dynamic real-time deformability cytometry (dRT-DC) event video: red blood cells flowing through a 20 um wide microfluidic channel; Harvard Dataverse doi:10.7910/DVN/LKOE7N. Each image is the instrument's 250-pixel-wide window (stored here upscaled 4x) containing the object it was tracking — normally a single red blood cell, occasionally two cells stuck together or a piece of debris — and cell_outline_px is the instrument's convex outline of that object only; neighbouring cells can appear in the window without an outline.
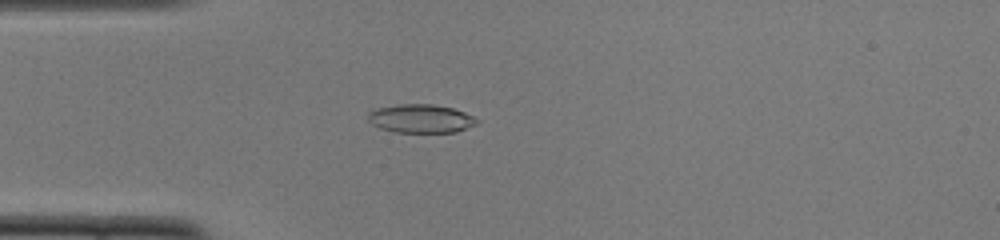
{"species": "common noctule bat (a hibernating species)", "species_latin": "Nyctalus noctula", "temperature_condition": "cold", "stored_images_in_passage": 51, "camera_frame_rate_fps": 3000, "um_per_image_px": 0.085, "animal": {"sex": "female", "body_mass_g": 22.0, "forearm_length_mm": 56.7}, "frame": {"image": 1, "passage_image": 14, "time_ms": 4.333, "image_size_px": [1000, 240], "cell_outline_px": [[480, 124], [456, 132], [392, 132], [380, 128], [372, 124], [368, 120], [368, 112], [376, 108], [400, 104], [432, 104], [452, 108], [464, 112], [480, 120]], "centroid_in_image_um": [35.79, 10.09], "position_along_channel_um": 49.2, "area_um2": 18.26}}
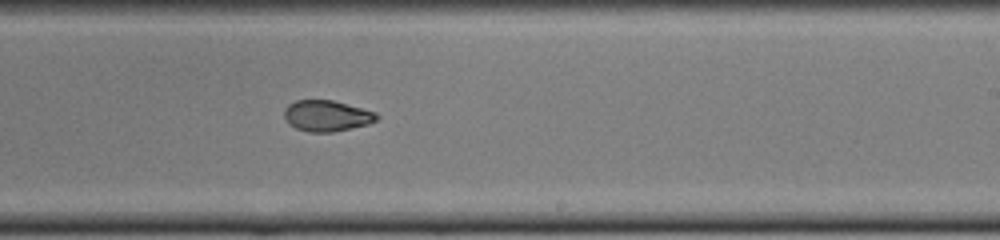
{"frame": {"image": 2, "passage_image": 31, "time_ms": 10.0, "image_size_px": [1000, 240], "cell_outline_px": [[380, 116], [376, 120], [368, 124], [332, 132], [308, 132], [296, 128], [288, 124], [284, 116], [284, 108], [288, 104], [296, 100], [332, 100], [376, 112]], "centroid_in_image_um": [27.75, 9.84], "position_along_channel_um": 261.3, "area_um2": 16.7}}
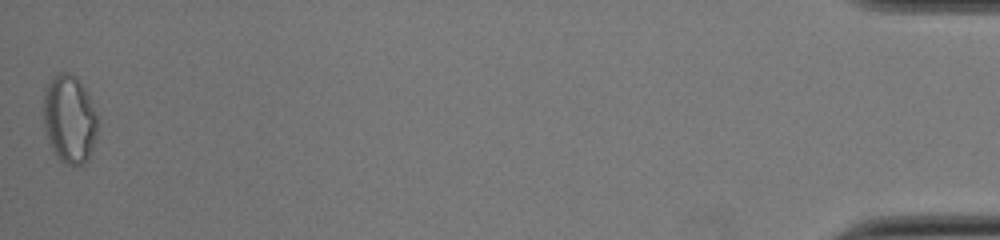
{"frame": {"image": 3, "passage_image": 51, "time_ms": 16.667, "image_size_px": [1000, 240], "cell_outline_px": [[96, 136], [88, 160], [84, 164], [64, 164], [60, 160], [52, 148], [48, 140], [44, 124], [44, 88], [60, 72], [68, 72], [76, 76], [84, 88], [88, 96], [96, 116]], "centroid_in_image_um": [5.89, 10.13], "position_along_channel_um": 429.3, "area_um2": 27.28}, "authors_computed_cell_mechanics": {"area_um2": 18.207, "velocity_mm_per_s": 3.9243, "shape_relaxation_time_tau1_ms": 9.7228, "shape_relaxation_time_tau2_ms": 2.35, "deformation_change_tau1": 0.2186, "deformation_change_tau2": 0.0673}}